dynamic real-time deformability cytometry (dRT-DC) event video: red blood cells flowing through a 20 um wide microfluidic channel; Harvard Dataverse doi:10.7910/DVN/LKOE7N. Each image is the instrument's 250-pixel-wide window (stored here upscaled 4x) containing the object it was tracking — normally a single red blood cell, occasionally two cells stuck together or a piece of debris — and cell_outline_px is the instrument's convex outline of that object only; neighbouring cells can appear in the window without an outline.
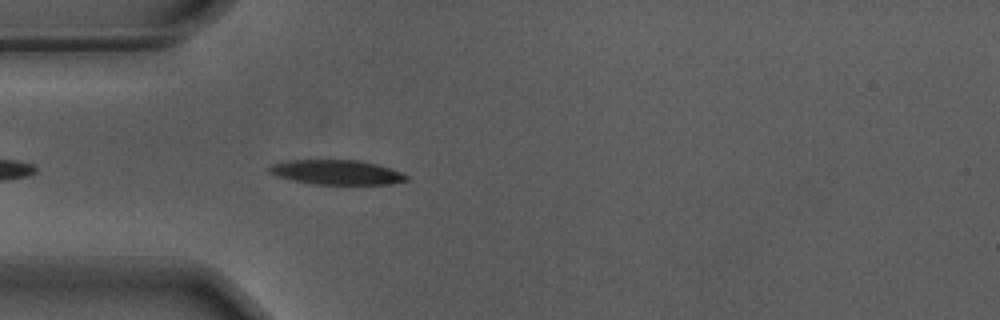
{"species": "Egyptian fruit bat (a non-hibernating species)", "species_latin": "Rousettus aegyptiacus", "temperature_condition": "warm", "stored_images_in_passage": 43, "camera_frame_rate_fps": 3000, "um_per_image_px": 0.085, "animal": {"sex": "male"}, "frame": {"image": 1, "passage_image": 4, "time_ms": 1.0, "image_size_px": [1000, 320], "cell_outline_px": [[408, 180], [392, 184], [312, 184], [292, 180], [276, 176], [268, 172], [264, 168], [272, 164], [288, 160], [360, 160], [376, 164], [400, 172], [408, 176]], "centroid_in_image_um": [28.55, 14.64], "position_along_channel_um": 56.5, "area_um2": 19.77}}
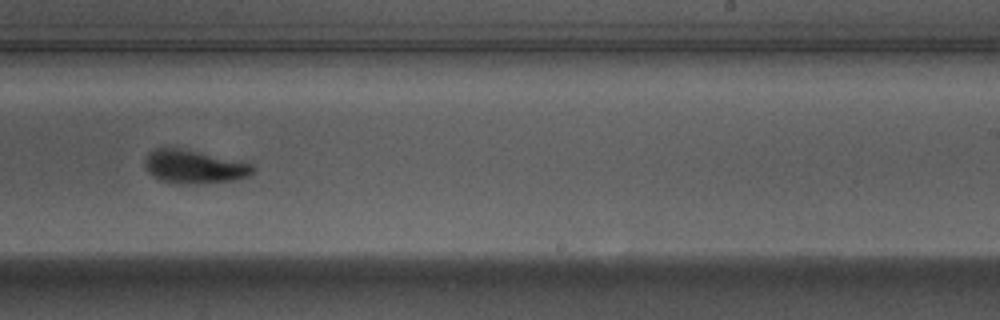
{"frame": {"image": 2, "passage_image": 22, "time_ms": 7.0, "image_size_px": [1000, 320], "cell_outline_px": [[256, 172], [248, 176], [236, 180], [204, 184], [176, 184], [160, 180], [152, 176], [148, 172], [144, 164], [144, 160], [148, 152], [152, 148], [180, 148], [244, 160], [252, 164], [256, 168]], "centroid_in_image_um": [16.55, 14.17], "position_along_channel_um": 272.5, "area_um2": 21.85}}
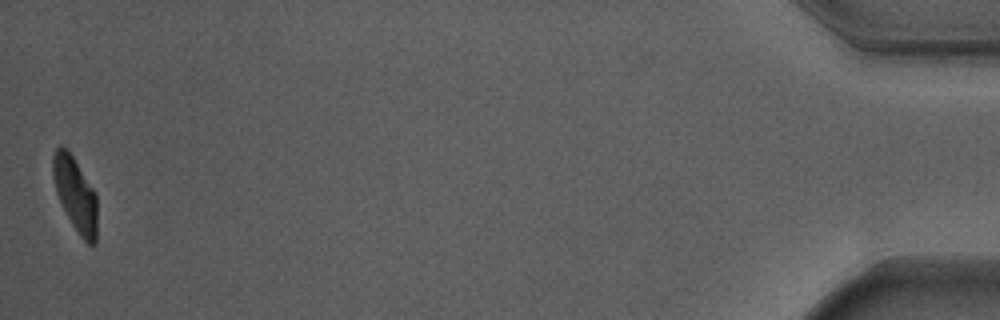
{"frame": {"image": 3, "passage_image": 43, "time_ms": 14.0, "image_size_px": [1000, 320], "cell_outline_px": [[96, 244], [88, 244], [80, 236], [72, 224], [56, 192], [52, 176], [52, 156], [56, 148], [60, 144], [72, 156], [96, 192]], "centroid_in_image_um": [6.39, 16.5], "position_along_channel_um": 428.8, "area_um2": 18.84}, "authors_computed_cell_mechanics": {"area_um2": 20.808, "velocity_mm_per_s": 3.679, "shape_relaxation_time_tau1_ms": 2.4505, "shape_relaxation_time_tau2_ms": 1.3645, "deformation_change_tau1": 0.1625, "deformation_change_tau2": 0.0764}}